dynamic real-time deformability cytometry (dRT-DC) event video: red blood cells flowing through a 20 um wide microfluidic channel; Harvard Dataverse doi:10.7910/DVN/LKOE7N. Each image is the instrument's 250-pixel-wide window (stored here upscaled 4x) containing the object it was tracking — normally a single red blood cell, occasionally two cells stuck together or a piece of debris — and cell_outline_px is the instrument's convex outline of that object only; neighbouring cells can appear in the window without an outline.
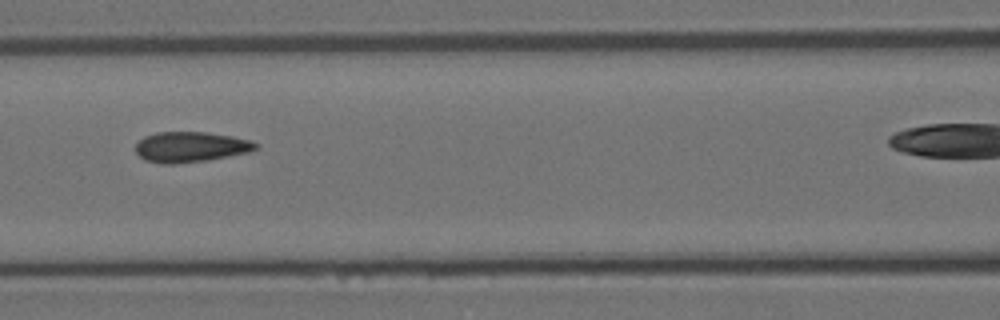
{"species": "Egyptian fruit bat (a non-hibernating species)", "species_latin": "Rousettus aegyptiacus", "temperature_condition": "room temperature", "stored_images_in_passage": 10, "camera_frame_rate_fps": 3000, "um_per_image_px": 0.085, "animal": {"sex": "female"}, "frame": {"image": 1, "passage_image": 4, "time_ms": 1.0, "image_size_px": [1000, 320], "cell_outline_px": [[260, 148], [252, 152], [208, 160], [172, 164], [160, 164], [144, 160], [136, 152], [136, 144], [144, 136], [156, 132], [204, 132], [232, 136], [252, 140], [260, 144]], "centroid_in_image_um": [16.26, 12.49], "position_along_channel_um": 150.3, "area_um2": 21.62}}
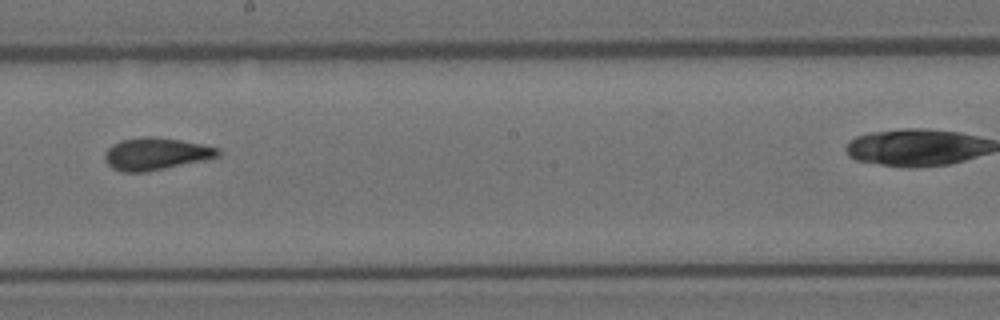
{"frame": {"image": 2, "passage_image": 6, "time_ms": 1.667, "image_size_px": [1000, 320], "cell_outline_px": [[220, 156], [204, 160], [148, 172], [120, 172], [112, 168], [108, 164], [104, 156], [108, 148], [112, 144], [120, 140], [144, 136], [156, 136], [180, 140], [220, 148]], "centroid_in_image_um": [13.24, 13.08], "position_along_channel_um": 235.0, "area_um2": 21.39}}
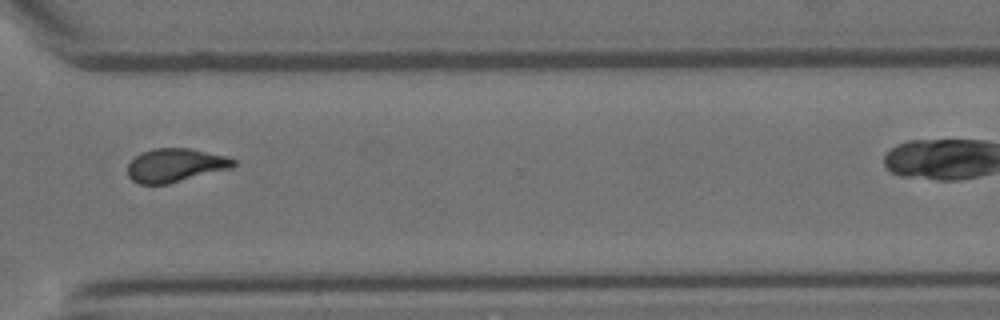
{"frame": {"image": 3, "passage_image": 9, "time_ms": 2.667, "image_size_px": [1000, 320], "cell_outline_px": [[236, 164], [232, 168], [168, 184], [140, 184], [132, 180], [128, 176], [128, 164], [140, 152], [152, 148], [188, 148], [228, 156], [236, 160]], "centroid_in_image_um": [14.91, 14.04], "position_along_channel_um": 355.7, "area_um2": 20.81}}